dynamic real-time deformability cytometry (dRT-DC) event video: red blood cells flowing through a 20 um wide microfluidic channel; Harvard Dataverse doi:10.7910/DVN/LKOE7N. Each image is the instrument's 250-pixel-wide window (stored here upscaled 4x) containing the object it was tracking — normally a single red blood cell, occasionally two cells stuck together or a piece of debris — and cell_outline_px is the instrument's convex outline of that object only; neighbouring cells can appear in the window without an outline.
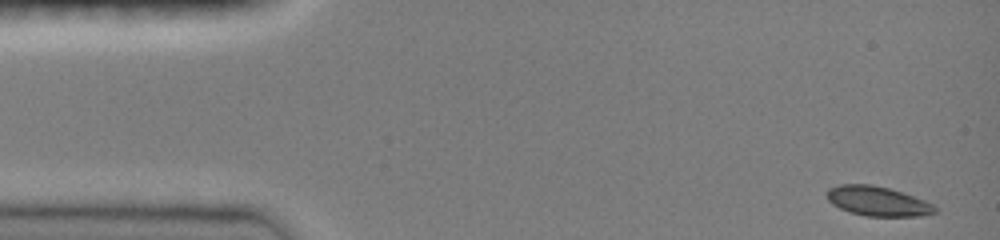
{"species": "common noctule bat (a hibernating species)", "species_latin": "Nyctalus noctula", "temperature_condition": "room temperature", "stored_images_in_passage": 38, "camera_frame_rate_fps": 3000, "um_per_image_px": 0.085, "animal": {"sex": "female", "body_mass_g": 19.0, "forearm_length_mm": 51.5}, "frame": {"image": 1, "passage_image": 1, "time_ms": 0.0, "image_size_px": [1000, 240], "cell_outline_px": [[940, 212], [920, 216], [868, 216], [848, 212], [832, 204], [828, 200], [828, 188], [840, 184], [872, 184], [888, 188], [924, 200], [932, 204]], "centroid_in_image_um": [74.6, 17.1], "position_along_channel_um": 10.4, "area_um2": 18.55}}
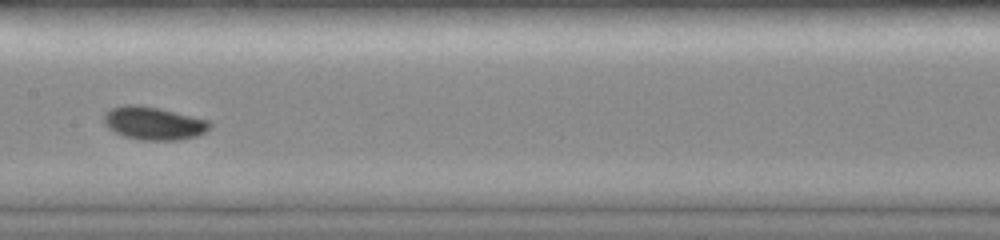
{"frame": {"image": 2, "passage_image": 23, "time_ms": 7.333, "image_size_px": [1000, 240], "cell_outline_px": [[212, 124], [204, 132], [196, 136], [180, 140], [140, 140], [124, 136], [108, 128], [104, 124], [104, 112], [112, 108], [124, 104], [140, 104], [160, 108], [212, 120]], "centroid_in_image_um": [13.07, 10.46], "position_along_channel_um": 194.3, "area_um2": 20.69}}
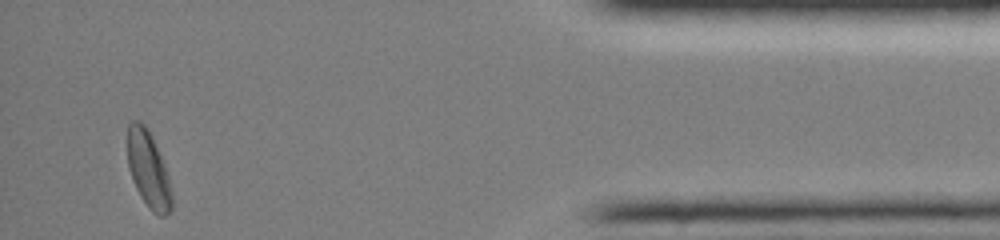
{"frame": {"image": 3, "passage_image": 38, "time_ms": 1681.0, "image_size_px": [1000, 240], "cell_outline_px": [[172, 208], [164, 216], [160, 216], [152, 212], [140, 196], [132, 180], [128, 168], [128, 124], [132, 120], [140, 120], [148, 128], [152, 136], [168, 176], [172, 192]], "centroid_in_image_um": [12.6, 14.4], "position_along_channel_um": 422.6, "area_um2": 19.65}, "authors_computed_cell_mechanics": {"area_um2": 18.9006, "velocity_mm_per_s": 3.9731, "shape_relaxation_time_tau1_ms": 4.6006, "shape_relaxation_time_tau2_ms": null, "deformation_change_tau1": 0.1188, "deformation_change_tau2": null}}